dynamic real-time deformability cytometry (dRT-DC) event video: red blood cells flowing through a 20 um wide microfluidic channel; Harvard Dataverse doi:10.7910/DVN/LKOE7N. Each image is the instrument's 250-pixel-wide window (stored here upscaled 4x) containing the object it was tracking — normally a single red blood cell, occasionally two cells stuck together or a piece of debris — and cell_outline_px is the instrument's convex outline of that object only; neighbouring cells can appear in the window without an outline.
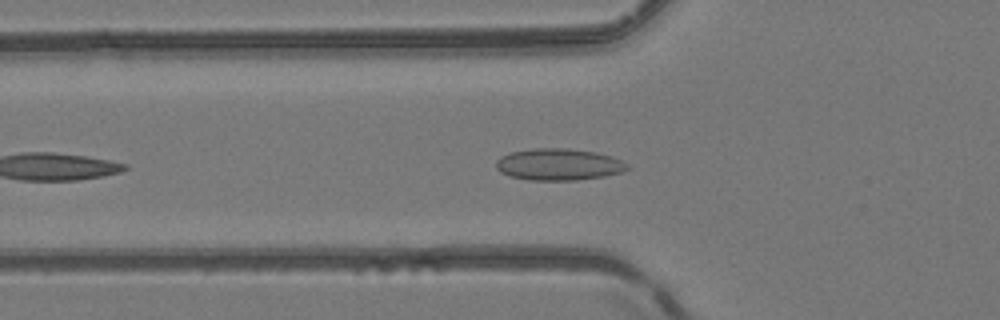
{"species": "common noctule bat (a hibernating species)", "species_latin": "Nyctalus noctula", "temperature_condition": "room temperature", "stored_images_in_passage": 37, "camera_frame_rate_fps": 3000, "um_per_image_px": 0.085, "animal": {"sex": "female", "body_mass_g": 24.6, "forearm_length_mm": 56.2}, "frame": {"image": 1, "passage_image": 6, "time_ms": 1.667, "image_size_px": [1000, 320], "cell_outline_px": [[632, 168], [620, 172], [604, 176], [576, 180], [528, 180], [512, 176], [500, 172], [496, 168], [496, 160], [500, 156], [512, 152], [532, 148], [564, 148], [596, 152], [612, 156], [628, 164]], "centroid_in_image_um": [47.49, 13.97], "position_along_channel_um": 78.3, "area_um2": 24.28}}
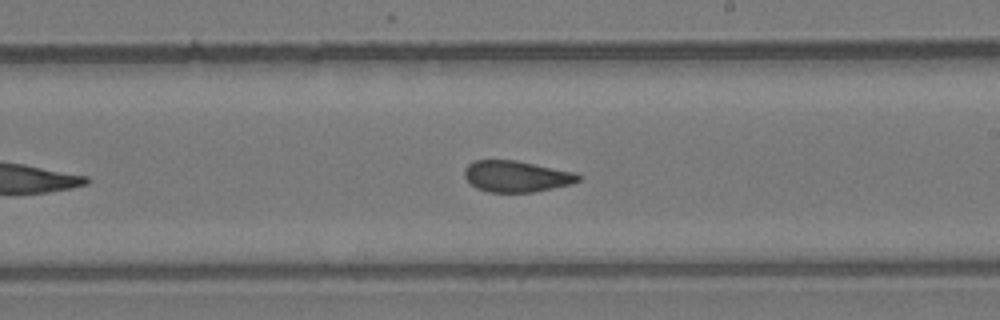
{"frame": {"image": 2, "passage_image": 18, "time_ms": 5.667, "image_size_px": [1000, 320], "cell_outline_px": [[584, 176], [580, 180], [572, 184], [532, 192], [488, 192], [476, 188], [464, 176], [464, 168], [468, 164], [476, 160], [516, 160], [576, 172]], "centroid_in_image_um": [43.93, 14.98], "position_along_channel_um": 245.1, "area_um2": 20.87}}
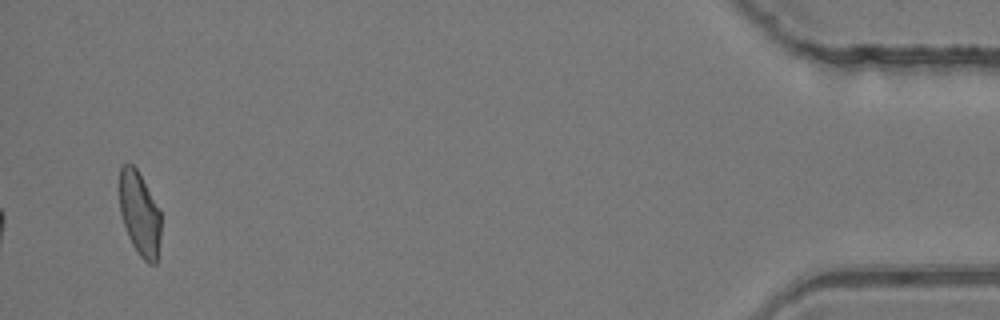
{"frame": {"image": 3, "passage_image": 37, "time_ms": 12.0, "image_size_px": [1000, 320], "cell_outline_px": [[160, 240], [156, 264], [148, 264], [136, 252], [128, 236], [120, 212], [120, 164], [132, 164], [136, 168], [160, 212]], "centroid_in_image_um": [11.86, 18.21], "position_along_channel_um": 423.3, "area_um2": 20.0}, "authors_computed_cell_mechanics": {"area_um2": 21.2704, "velocity_mm_per_s": 4.1559, "shape_relaxation_time_tau1_ms": null, "shape_relaxation_time_tau2_ms": 1.6609, "deformation_change_tau1": null, "deformation_change_tau2": 0.0818}}